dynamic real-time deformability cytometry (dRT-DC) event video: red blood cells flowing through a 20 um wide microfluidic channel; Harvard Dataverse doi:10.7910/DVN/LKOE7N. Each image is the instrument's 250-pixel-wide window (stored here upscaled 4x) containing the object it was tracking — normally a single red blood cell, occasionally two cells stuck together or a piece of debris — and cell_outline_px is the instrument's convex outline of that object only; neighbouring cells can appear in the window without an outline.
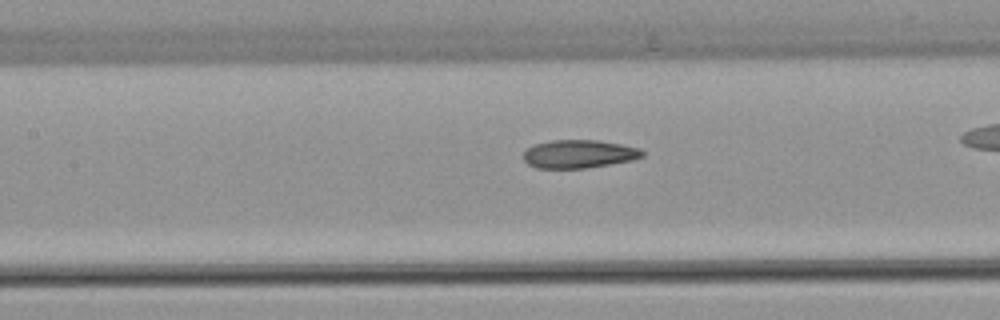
{"species": "common noctule bat (a hibernating species)", "species_latin": "Nyctalus noctula", "temperature_condition": "warm", "stored_images_in_passage": 43, "camera_frame_rate_fps": 3000, "um_per_image_px": 0.085, "animal": {"sex": "female", "body_mass_g": 22.7, "forearm_length_mm": 54.2}, "frame": {"image": 1, "passage_image": 25, "time_ms": 8.0, "image_size_px": [1000, 320], "cell_outline_px": [[644, 156], [632, 160], [584, 168], [536, 168], [528, 164], [524, 160], [524, 152], [528, 148], [536, 144], [552, 140], [596, 140], [620, 144], [640, 148], [644, 152]], "centroid_in_image_um": [49.21, 13.09], "position_along_channel_um": 158.2, "area_um2": 19.36}}